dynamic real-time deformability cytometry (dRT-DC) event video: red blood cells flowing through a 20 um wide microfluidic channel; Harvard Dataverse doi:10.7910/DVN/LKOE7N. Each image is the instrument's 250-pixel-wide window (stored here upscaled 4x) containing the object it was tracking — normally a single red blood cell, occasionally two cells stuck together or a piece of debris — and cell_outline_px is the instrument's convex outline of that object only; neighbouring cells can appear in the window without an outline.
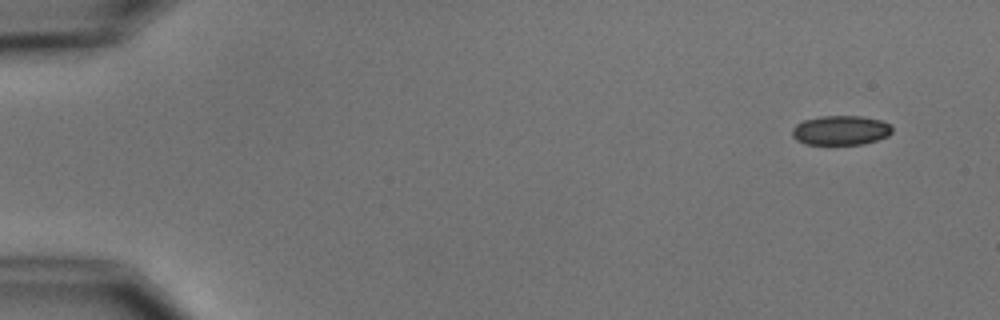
{"species": "common noctule bat (a hibernating species)", "species_latin": "Nyctalus noctula", "temperature_condition": "cold", "stored_images_in_passage": 8, "camera_frame_rate_fps": 3000, "um_per_image_px": 0.085, "animal": {"sex": "male", "body_mass_g": 15.6}, "frame": {"image": 1, "passage_image": 1, "time_ms": 0.0, "image_size_px": [1000, 320], "cell_outline_px": [[892, 132], [888, 136], [864, 144], [804, 144], [796, 140], [792, 136], [792, 128], [796, 124], [804, 120], [820, 116], [860, 116], [880, 120], [888, 124], [892, 128]], "centroid_in_image_um": [71.43, 11.08], "position_along_channel_um": 13.6, "area_um2": 17.17}}
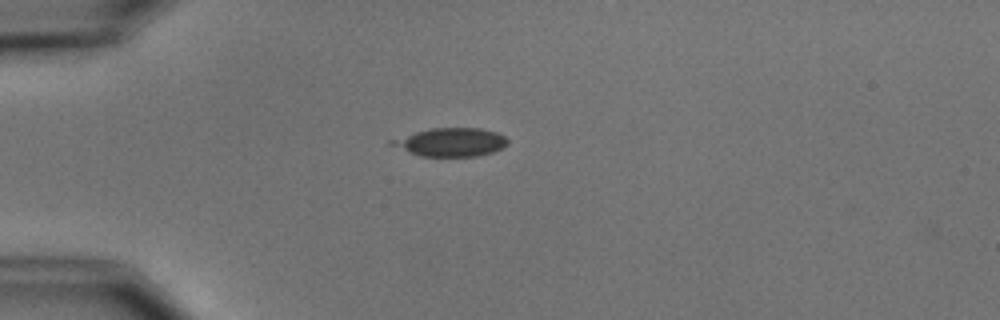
{"frame": {"image": 2, "passage_image": 4, "time_ms": 3.667, "image_size_px": [1000, 320], "cell_outline_px": [[508, 144], [492, 152], [480, 156], [420, 156], [388, 144], [388, 140], [416, 132], [432, 128], [480, 128], [496, 132], [504, 136], [508, 140]], "centroid_in_image_um": [38.31, 12.08], "position_along_channel_um": 46.7, "area_um2": 19.07}}
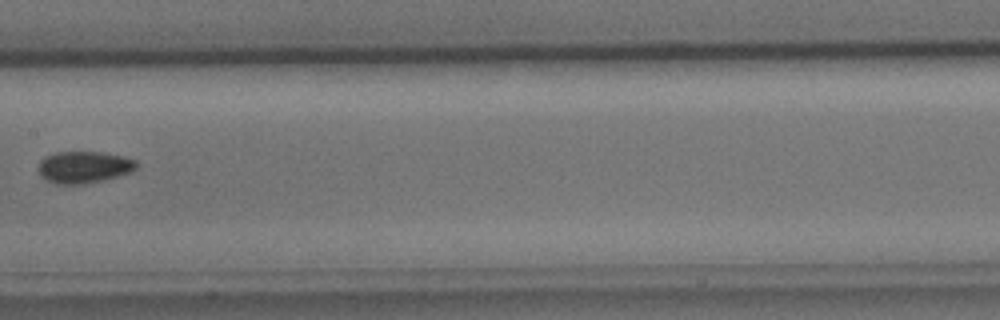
{"frame": {"image": 3, "passage_image": 8, "time_ms": 8.333, "image_size_px": [1000, 320], "cell_outline_px": [[136, 168], [132, 172], [104, 180], [84, 184], [56, 184], [40, 176], [40, 160], [44, 156], [56, 152], [104, 152], [124, 156], [136, 160]], "centroid_in_image_um": [7.16, 14.2], "position_along_channel_um": 200.2, "area_um2": 18.26}}